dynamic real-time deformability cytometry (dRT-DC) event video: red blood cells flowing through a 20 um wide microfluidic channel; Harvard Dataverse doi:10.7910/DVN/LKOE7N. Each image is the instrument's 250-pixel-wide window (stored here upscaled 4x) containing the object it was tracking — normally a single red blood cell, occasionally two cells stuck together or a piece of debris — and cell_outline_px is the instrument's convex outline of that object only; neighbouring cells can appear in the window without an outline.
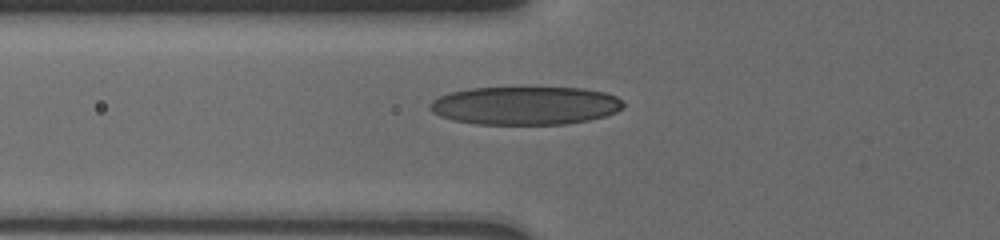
{"species": "human", "species_latin": "Homo sapiens", "temperature_condition": "cold", "stored_images_in_passage": 4, "camera_frame_rate_fps": 3000, "um_per_image_px": 0.085, "donor": {"sex": "male"}, "frame": {"image": 1, "passage_image": 3, "time_ms": 1.667, "image_size_px": [1000, 240], "cell_outline_px": [[624, 104], [616, 112], [604, 116], [588, 120], [564, 124], [476, 124], [452, 120], [440, 116], [432, 112], [428, 108], [428, 104], [432, 100], [440, 96], [452, 92], [468, 88], [584, 88], [604, 92], [616, 96]], "centroid_in_image_um": [44.6, 8.98], "position_along_channel_um": 81.2, "area_um2": 43.06}}